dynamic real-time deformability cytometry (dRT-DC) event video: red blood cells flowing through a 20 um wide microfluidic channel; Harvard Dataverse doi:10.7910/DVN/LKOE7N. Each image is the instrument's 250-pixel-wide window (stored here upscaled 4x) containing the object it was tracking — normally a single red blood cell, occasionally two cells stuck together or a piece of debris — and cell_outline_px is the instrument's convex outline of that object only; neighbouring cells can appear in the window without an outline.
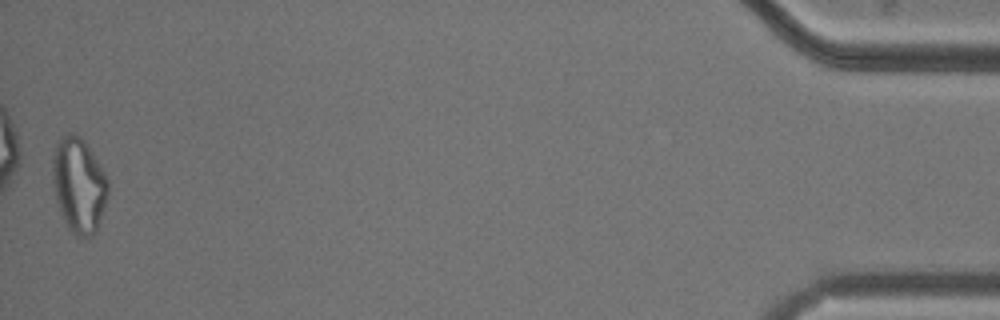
{"species": "common noctule bat (a hibernating species)", "species_latin": "Nyctalus noctula", "temperature_condition": "cold", "stored_images_in_passage": 52, "camera_frame_rate_fps": 3000, "um_per_image_px": 0.085, "animal": {"sex": "male", "body_mass_g": 20.5, "forearm_length_mm": 52.5}, "frame": {"image": 1, "passage_image": 52, "time_ms": 17.0, "image_size_px": [1000, 320], "cell_outline_px": [[108, 196], [96, 232], [92, 236], [80, 236], [72, 232], [68, 228], [60, 212], [56, 200], [52, 180], [52, 156], [56, 140], [60, 136], [68, 132], [72, 132], [80, 136], [84, 140], [92, 152], [104, 172], [108, 180]], "centroid_in_image_um": [6.68, 15.69], "position_along_channel_um": 428.5, "area_um2": 30.98}, "authors_computed_cell_mechanics": {"area_um2": 25.5476, "velocity_mm_per_s": 3.7517, "shape_relaxation_time_tau1_ms": null, "shape_relaxation_time_tau2_ms": 2.5857, "deformation_change_tau1": null, "deformation_change_tau2": 0.1211}}